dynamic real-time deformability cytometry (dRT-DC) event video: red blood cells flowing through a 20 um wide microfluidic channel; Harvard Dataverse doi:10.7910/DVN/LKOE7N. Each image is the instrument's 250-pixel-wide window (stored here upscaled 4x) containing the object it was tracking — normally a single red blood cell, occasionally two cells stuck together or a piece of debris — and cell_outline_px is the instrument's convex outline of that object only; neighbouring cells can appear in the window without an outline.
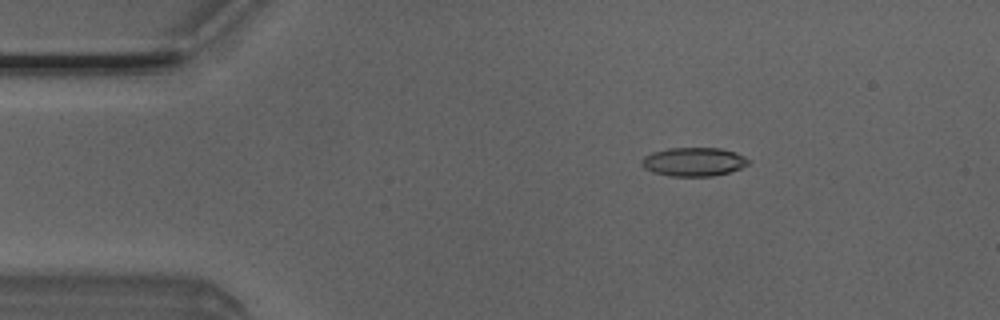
{"species": "Egyptian fruit bat (a non-hibernating species)", "species_latin": "Rousettus aegyptiacus", "temperature_condition": "room temperature", "stored_images_in_passage": 6, "camera_frame_rate_fps": 3000, "um_per_image_px": 0.085, "animal": {"sex": "male"}, "frame": {"image": 1, "passage_image": 2, "time_ms": 0.333, "image_size_px": [1000, 320], "cell_outline_px": [[752, 160], [748, 164], [740, 168], [728, 172], [712, 176], [668, 176], [652, 172], [644, 168], [640, 164], [640, 160], [644, 156], [652, 152], [668, 148], [720, 148], [736, 152]], "centroid_in_image_um": [58.94, 13.75], "position_along_channel_um": 26.1, "area_um2": 18.03}}